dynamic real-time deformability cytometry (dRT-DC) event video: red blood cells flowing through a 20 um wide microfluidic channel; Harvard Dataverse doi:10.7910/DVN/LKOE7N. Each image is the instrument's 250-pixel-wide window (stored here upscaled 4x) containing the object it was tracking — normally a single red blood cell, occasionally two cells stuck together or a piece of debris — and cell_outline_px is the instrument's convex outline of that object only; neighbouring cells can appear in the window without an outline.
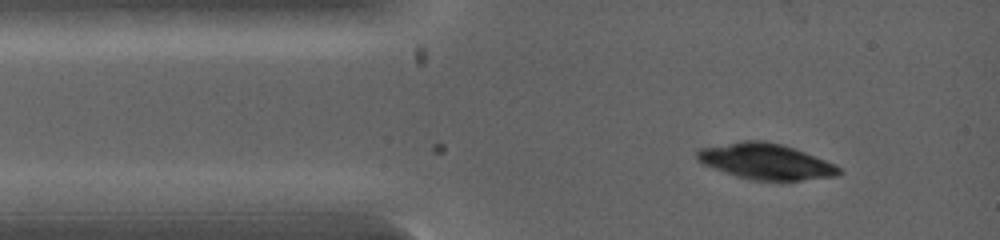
{"species": "common noctule bat (a hibernating species)", "species_latin": "Nyctalus noctula", "temperature_condition": "warm", "stored_images_in_passage": 3, "camera_frame_rate_fps": 5000, "um_per_image_px": 0.085, "animal": {"sex": "female", "body_mass_g": 19.0, "forearm_length_mm": 53.3}, "frame": {"image": 1, "passage_image": 3, "time_ms": 1.2, "image_size_px": [1000, 240], "cell_outline_px": [[844, 172], [836, 176], [800, 180], [752, 180], [736, 176], [704, 164], [696, 160], [696, 152], [700, 148], [744, 140], [764, 140], [780, 144], [804, 152], [836, 164]], "centroid_in_image_um": [65.1, 13.72], "position_along_channel_um": 19.9, "area_um2": 29.36}}